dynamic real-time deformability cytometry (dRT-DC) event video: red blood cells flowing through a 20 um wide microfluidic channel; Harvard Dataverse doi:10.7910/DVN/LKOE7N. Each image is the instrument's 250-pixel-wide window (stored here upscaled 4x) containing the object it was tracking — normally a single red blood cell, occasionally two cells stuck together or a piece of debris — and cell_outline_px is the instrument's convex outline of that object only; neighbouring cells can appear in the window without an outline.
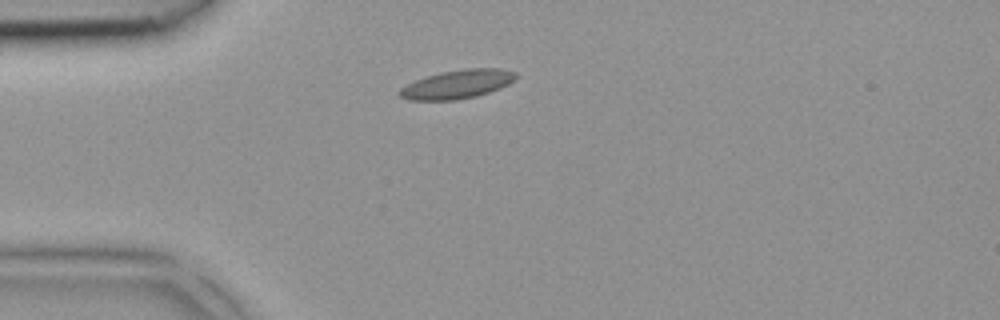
{"species": "common noctule bat (a hibernating species)", "species_latin": "Nyctalus noctula", "temperature_condition": "room temperature", "stored_images_in_passage": 2, "camera_frame_rate_fps": 3000, "um_per_image_px": 0.085, "animal": {"sex": "female", "body_mass_g": 18.4}, "frame": {"image": 1, "passage_image": 1, "time_ms": 0.0, "image_size_px": [1000, 320], "cell_outline_px": [[516, 80], [500, 88], [476, 96], [456, 100], [408, 100], [400, 96], [400, 88], [424, 76], [440, 72], [464, 68], [500, 68], [516, 72]], "centroid_in_image_um": [38.89, 7.15], "position_along_channel_um": 46.1, "area_um2": 19.48}}